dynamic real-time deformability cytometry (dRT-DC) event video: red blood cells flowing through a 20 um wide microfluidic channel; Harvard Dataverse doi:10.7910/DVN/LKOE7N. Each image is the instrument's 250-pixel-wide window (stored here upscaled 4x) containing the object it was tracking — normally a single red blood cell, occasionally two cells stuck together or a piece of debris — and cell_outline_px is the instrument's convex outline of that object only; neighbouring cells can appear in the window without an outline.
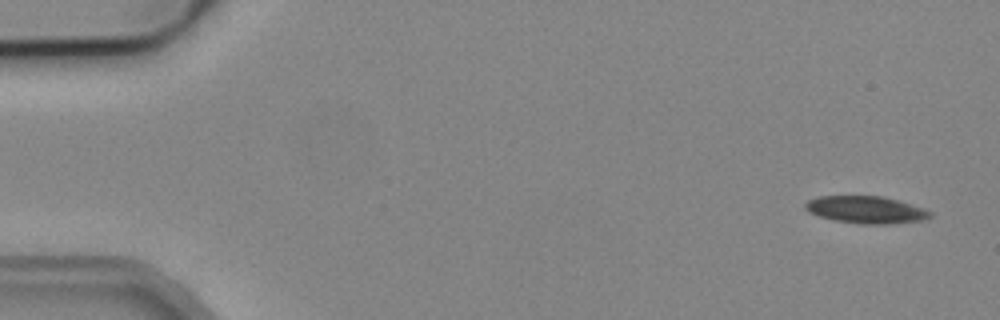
{"species": "common noctule bat (a hibernating species)", "species_latin": "Nyctalus noctula", "temperature_condition": "cold", "stored_images_in_passage": 5, "camera_frame_rate_fps": 3000, "um_per_image_px": 0.085, "animal": {"sex": "male", "body_mass_g": 19.2, "forearm_length_mm": 51.8}, "frame": {"image": 1, "passage_image": 1, "time_ms": 0.0, "image_size_px": [1000, 320], "cell_outline_px": [[932, 216], [924, 220], [888, 224], [864, 224], [836, 220], [820, 216], [808, 212], [804, 208], [804, 204], [808, 200], [820, 196], [880, 196], [896, 200], [924, 208], [932, 212]], "centroid_in_image_um": [73.61, 17.83], "position_along_channel_um": 11.4, "area_um2": 19.65}}